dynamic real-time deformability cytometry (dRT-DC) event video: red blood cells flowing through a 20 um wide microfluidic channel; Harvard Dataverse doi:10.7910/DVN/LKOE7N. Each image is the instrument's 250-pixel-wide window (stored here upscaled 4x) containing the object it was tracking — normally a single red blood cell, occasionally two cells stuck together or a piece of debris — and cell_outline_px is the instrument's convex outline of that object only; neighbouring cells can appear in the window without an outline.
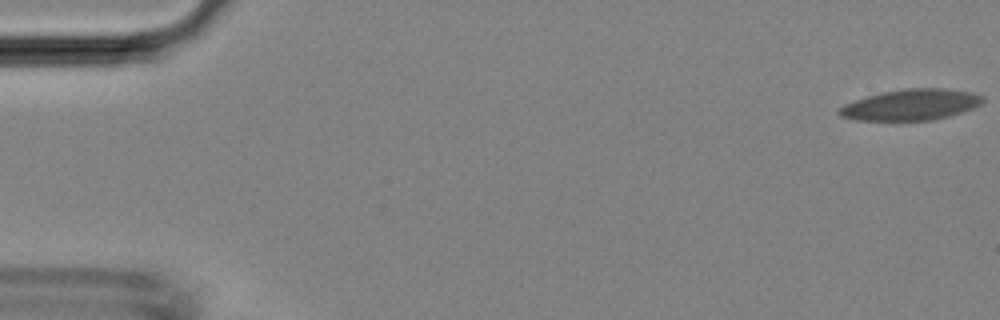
{"species": "Egyptian fruit bat (a non-hibernating species)", "species_latin": "Rousettus aegyptiacus", "temperature_condition": "room temperature", "stored_images_in_passage": 52, "segment_of_instrument_passage": [1, 2], "camera_frame_rate_fps": 3000, "um_per_image_px": 0.085, "animal": {"sex": "female"}, "frame": {"image": 1, "passage_image": 1, "time_ms": 0.0, "image_size_px": [1000, 320], "cell_outline_px": [[984, 100], [980, 104], [972, 108], [948, 116], [932, 120], [856, 120], [840, 116], [836, 112], [844, 104], [868, 96], [884, 92], [904, 88], [944, 88], [972, 92], [984, 96]], "centroid_in_image_um": [77.44, 8.9], "position_along_channel_um": 7.6, "area_um2": 25.72}}
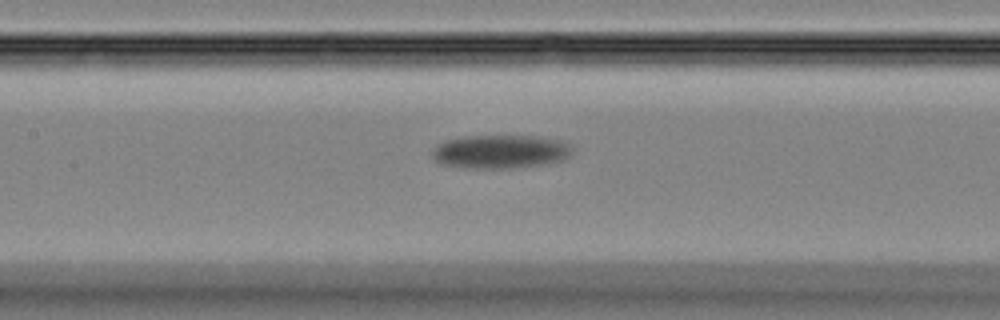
{"frame": {"image": 2, "passage_image": 24, "time_ms": 7.667, "image_size_px": [1000, 320], "cell_outline_px": [[576, 148], [572, 156], [568, 160], [548, 164], [520, 168], [464, 168], [440, 164], [432, 160], [432, 148], [436, 144], [460, 136], [536, 136], [564, 140]], "centroid_in_image_um": [42.62, 12.9], "position_along_channel_um": 164.8, "area_um2": 28.5}}
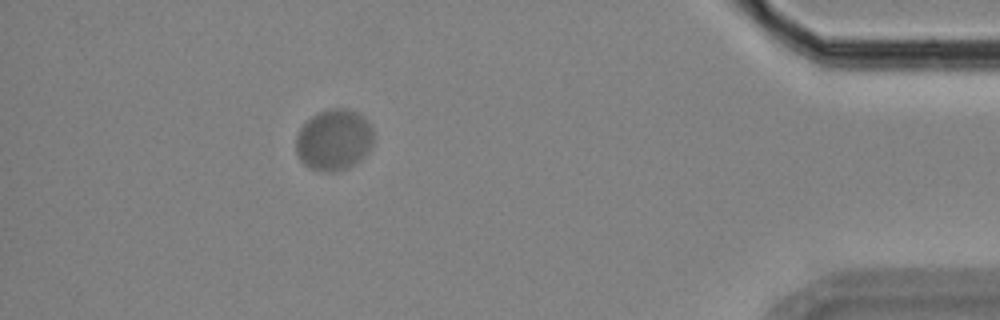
{"frame": {"image": 3, "passage_image": 46, "time_ms": 15.0, "image_size_px": [1000, 320], "cell_outline_px": [[372, 148], [356, 164], [348, 168], [336, 172], [320, 172], [308, 168], [296, 156], [296, 132], [316, 112], [332, 108], [348, 108], [364, 116], [372, 124]], "centroid_in_image_um": [28.38, 11.9], "position_along_channel_um": 406.8, "area_um2": 28.32}}